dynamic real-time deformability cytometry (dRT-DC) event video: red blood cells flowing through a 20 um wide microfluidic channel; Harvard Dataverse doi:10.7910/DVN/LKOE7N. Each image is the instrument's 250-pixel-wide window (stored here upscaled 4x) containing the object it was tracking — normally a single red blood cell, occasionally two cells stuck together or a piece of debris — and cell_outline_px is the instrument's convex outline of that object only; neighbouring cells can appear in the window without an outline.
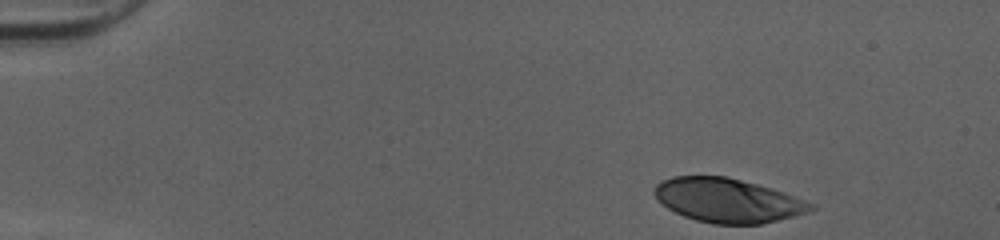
{"species": "human", "species_latin": "Homo sapiens", "temperature_condition": "cold", "stored_images_in_passage": 37, "camera_frame_rate_fps": 3000, "um_per_image_px": 0.085, "donor": {"sex": "female"}, "frame": {"image": 1, "passage_image": 1, "time_ms": 0.0, "image_size_px": [1000, 240], "cell_outline_px": [[816, 208], [808, 212], [760, 224], [712, 224], [696, 220], [684, 216], [668, 208], [652, 192], [656, 184], [672, 176], [728, 176], [772, 188], [784, 192], [816, 204]], "centroid_in_image_um": [61.87, 17.02], "position_along_channel_um": 23.1, "area_um2": 40.06}}
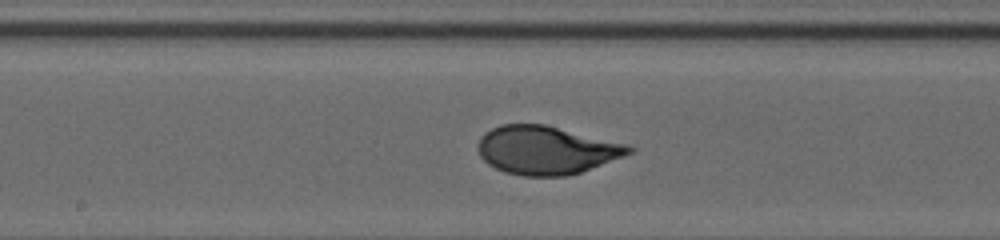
{"frame": {"image": 2, "passage_image": 22, "time_ms": 7.0, "image_size_px": [1000, 240], "cell_outline_px": [[636, 148], [632, 152], [624, 156], [580, 172], [568, 176], [524, 176], [504, 172], [488, 164], [480, 156], [476, 148], [480, 136], [484, 132], [500, 124], [544, 124], [628, 144]], "centroid_in_image_um": [46.41, 12.76], "position_along_channel_um": 201.8, "area_um2": 42.66}}
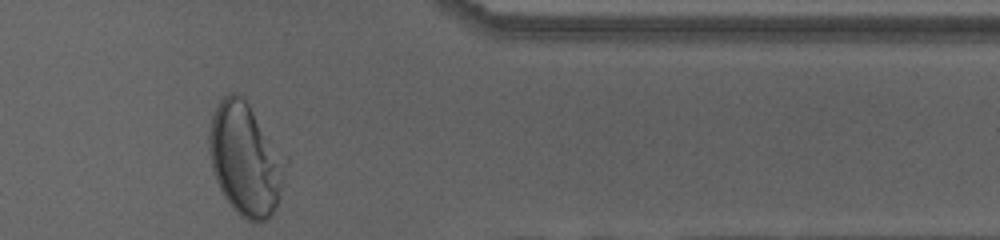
{"frame": {"image": 3, "passage_image": 37, "time_ms": 12.0, "image_size_px": [1000, 240], "cell_outline_px": [[280, 196], [268, 220], [252, 224], [240, 216], [232, 208], [224, 196], [216, 180], [212, 168], [208, 148], [208, 132], [212, 116], [220, 100], [228, 92], [236, 92], [248, 104], [252, 112], [280, 180]], "centroid_in_image_um": [20.6, 13.64], "position_along_channel_um": 390.8, "area_um2": 45.32}, "authors_computed_cell_mechanics": {"area_um2": 42.483, "velocity_mm_per_s": 4.0301, "shape_relaxation_time_tau1_ms": 3.5749, "shape_relaxation_time_tau2_ms": null, "deformation_change_tau1": 0.1993, "deformation_change_tau2": null}}